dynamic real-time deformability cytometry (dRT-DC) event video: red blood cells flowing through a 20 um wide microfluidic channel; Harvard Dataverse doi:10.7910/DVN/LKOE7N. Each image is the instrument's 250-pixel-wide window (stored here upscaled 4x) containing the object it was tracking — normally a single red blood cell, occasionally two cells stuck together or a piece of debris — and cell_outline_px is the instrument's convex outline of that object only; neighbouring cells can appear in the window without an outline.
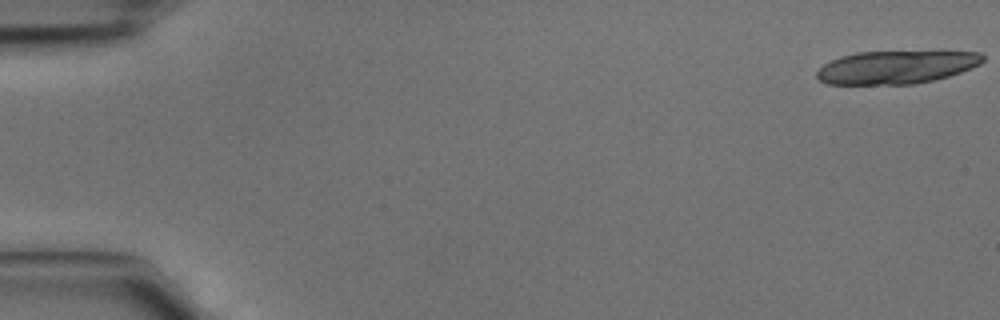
{"species": "common noctule bat (a hibernating species)", "species_latin": "Nyctalus noctula", "temperature_condition": "cold", "stored_images_in_passage": 6, "camera_frame_rate_fps": 3000, "um_per_image_px": 0.085, "animal": {"sex": "male", "body_mass_g": 15.6}, "frame": {"image": 1, "passage_image": 1, "time_ms": 0.0, "image_size_px": [1000, 320], "cell_outline_px": [[984, 60], [980, 64], [960, 72], [948, 76], [932, 80], [912, 84], [828, 84], [820, 80], [816, 76], [816, 72], [824, 64], [840, 56], [856, 52], [936, 48], [944, 48], [980, 52], [984, 56]], "centroid_in_image_um": [76.3, 5.63], "position_along_channel_um": 8.7, "area_um2": 33.52}}
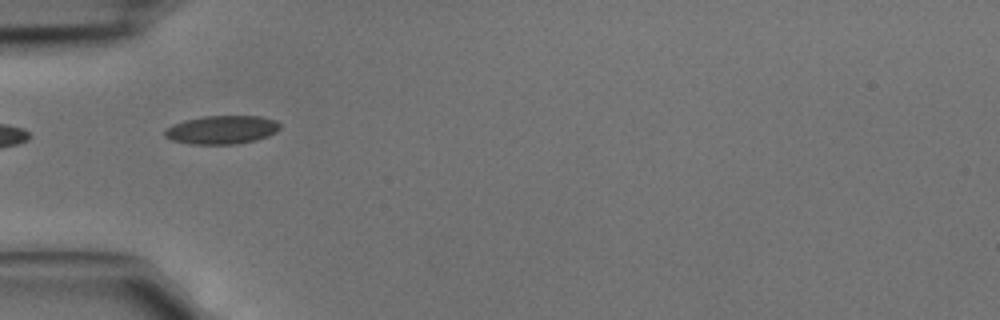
{"frame": {"image": 2, "passage_image": 5, "time_ms": 1.333, "image_size_px": [1000, 320], "cell_outline_px": [[280, 128], [276, 132], [268, 136], [256, 140], [232, 144], [192, 144], [172, 140], [164, 136], [164, 128], [172, 124], [184, 120], [204, 116], [260, 116], [276, 120], [280, 124]], "centroid_in_image_um": [18.84, 11.02], "position_along_channel_um": 66.2, "area_um2": 19.19}}